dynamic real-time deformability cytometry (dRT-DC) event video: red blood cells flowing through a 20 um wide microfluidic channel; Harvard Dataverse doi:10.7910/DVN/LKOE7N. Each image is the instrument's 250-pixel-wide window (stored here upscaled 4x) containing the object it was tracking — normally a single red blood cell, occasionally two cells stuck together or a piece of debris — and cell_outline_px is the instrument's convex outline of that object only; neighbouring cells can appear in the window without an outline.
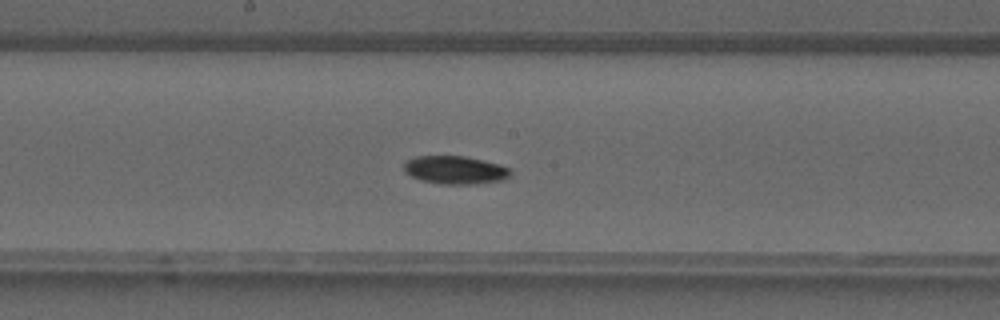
{"species": "common noctule bat (a hibernating species)", "species_latin": "Nyctalus noctula", "temperature_condition": "warm", "stored_images_in_passage": 30, "camera_frame_rate_fps": 3000, "um_per_image_px": 0.085, "animal": {"sex": "male", "forearm_length_mm": 52.5}, "frame": {"image": 1, "passage_image": 12, "time_ms": 3.667, "image_size_px": [1000, 320], "cell_outline_px": [[512, 172], [504, 180], [476, 184], [440, 184], [420, 180], [404, 172], [404, 164], [408, 160], [416, 156], [464, 156], [484, 160], [500, 164], [512, 168]], "centroid_in_image_um": [38.72, 14.45], "position_along_channel_um": 209.5, "area_um2": 17.63}}
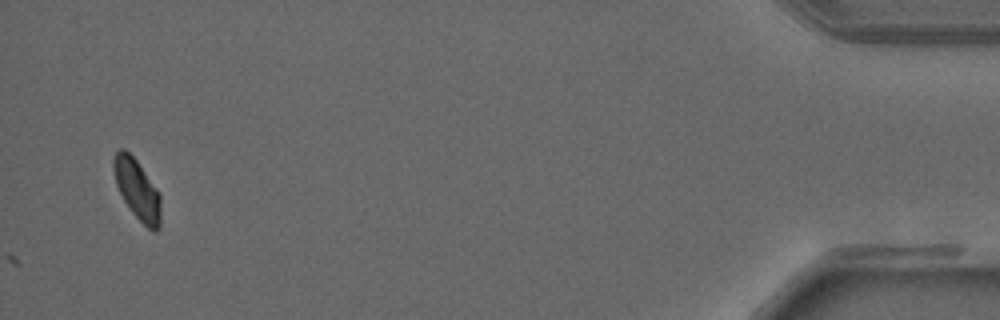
{"frame": {"image": 2, "passage_image": 30, "time_ms": 9.667, "image_size_px": [1000, 320], "cell_outline_px": [[160, 228], [156, 232], [152, 232], [132, 212], [124, 200], [116, 184], [112, 168], [112, 160], [116, 152], [120, 148], [124, 148], [136, 160], [160, 192]], "centroid_in_image_um": [11.66, 16.1], "position_along_channel_um": 423.5, "area_um2": 16.53}}